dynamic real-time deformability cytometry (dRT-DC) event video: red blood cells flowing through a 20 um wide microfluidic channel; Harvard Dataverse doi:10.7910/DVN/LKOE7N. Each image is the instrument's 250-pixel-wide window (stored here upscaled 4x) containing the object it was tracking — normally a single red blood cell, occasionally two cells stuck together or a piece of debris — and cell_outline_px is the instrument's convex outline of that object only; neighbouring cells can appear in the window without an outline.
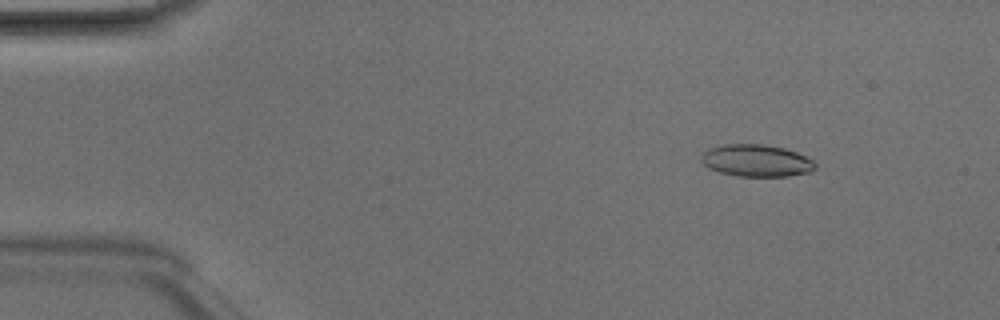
{"species": "Egyptian fruit bat (a non-hibernating species)", "species_latin": "Rousettus aegyptiacus", "temperature_condition": "room temperature", "stored_images_in_passage": 3, "camera_frame_rate_fps": 3000, "um_per_image_px": 0.085, "animal": {"sex": "male"}, "frame": {"image": 1, "passage_image": 1, "time_ms": 0.0, "image_size_px": [1000, 320], "cell_outline_px": [[816, 168], [812, 172], [788, 176], [736, 176], [720, 172], [708, 168], [700, 160], [700, 156], [708, 148], [724, 144], [764, 144], [784, 148], [796, 152], [812, 160], [816, 164]], "centroid_in_image_um": [64.28, 13.65], "position_along_channel_um": 20.7, "area_um2": 21.44}}
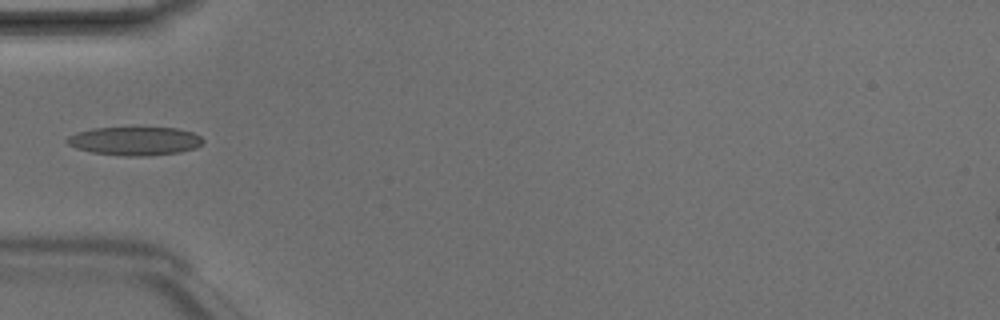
{"frame": {"image": 2, "passage_image": 2, "time_ms": 0.333, "image_size_px": [1000, 320], "cell_outline_px": [[204, 140], [196, 148], [180, 152], [148, 156], [124, 156], [92, 152], [76, 148], [68, 144], [64, 140], [68, 136], [76, 132], [92, 128], [176, 128], [192, 132], [200, 136]], "centroid_in_image_um": [11.44, 11.99], "position_along_channel_um": 73.6, "area_um2": 22.6}}